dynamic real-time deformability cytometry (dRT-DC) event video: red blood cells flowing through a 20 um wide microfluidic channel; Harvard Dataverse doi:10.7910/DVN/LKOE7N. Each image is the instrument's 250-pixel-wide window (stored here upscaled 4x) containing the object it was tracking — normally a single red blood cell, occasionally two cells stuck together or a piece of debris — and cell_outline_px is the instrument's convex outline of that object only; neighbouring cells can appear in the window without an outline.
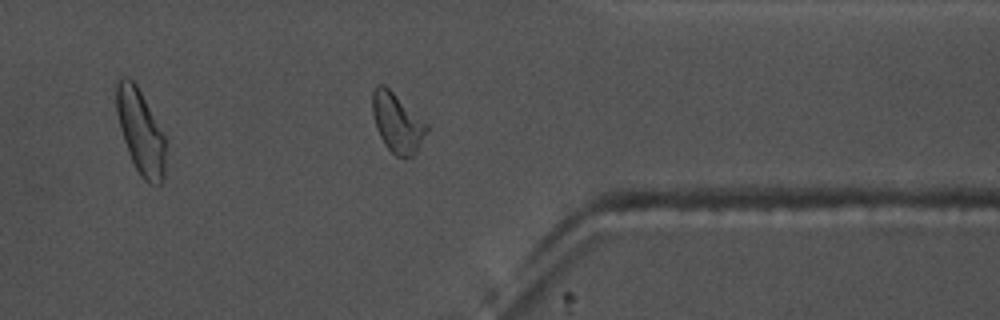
{"species": "common noctule bat (a hibernating species)", "species_latin": "Nyctalus noctula", "temperature_condition": "warm", "stored_images_in_passage": 42, "camera_frame_rate_fps": 3000, "um_per_image_px": 0.085, "animal": {"sex": "male", "body_mass_g": 17.5, "forearm_length_mm": 52.3}, "frame": {"image": 1, "passage_image": 30, "time_ms": 9.667, "image_size_px": [1000, 320], "cell_outline_px": [[428, 132], [416, 152], [412, 156], [396, 156], [384, 144], [376, 128], [372, 112], [372, 92], [376, 84], [384, 84], [428, 124]], "centroid_in_image_um": [33.76, 10.42], "position_along_channel_um": 377.6, "area_um2": 18.67}, "authors_computed_cell_mechanics": {"area_um2": 17.34, "velocity_mm_per_s": 3.6794, "shape_relaxation_time_tau1_ms": 4.3963, "shape_relaxation_time_tau2_ms": 2.8269, "deformation_change_tau1": 0.1422, "deformation_change_tau2": 0.0741}}